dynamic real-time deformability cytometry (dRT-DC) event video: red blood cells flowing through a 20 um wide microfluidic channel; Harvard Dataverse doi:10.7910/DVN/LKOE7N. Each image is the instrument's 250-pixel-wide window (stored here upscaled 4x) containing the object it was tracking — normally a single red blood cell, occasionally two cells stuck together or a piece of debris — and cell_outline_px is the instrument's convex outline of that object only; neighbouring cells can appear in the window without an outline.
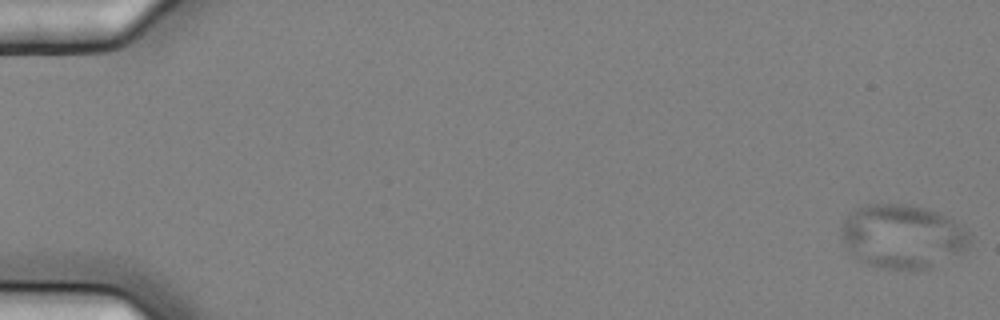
{"species": "common noctule bat (a hibernating species)", "species_latin": "Nyctalus noctula", "temperature_condition": "cold", "stored_images_in_passage": 5, "camera_frame_rate_fps": 3000, "um_per_image_px": 0.085, "animal": {"sex": "female", "body_mass_g": 25.1}, "frame": {"image": 1, "passage_image": 1, "time_ms": 0.0, "image_size_px": [1000, 320], "cell_outline_px": [[972, 236], [968, 248], [928, 268], [884, 268], [868, 264], [860, 260], [844, 248], [840, 236], [840, 228], [848, 212], [856, 208], [868, 204], [908, 204], [940, 212], [948, 216], [968, 232]], "centroid_in_image_um": [76.66, 20.06], "position_along_channel_um": 8.3, "area_um2": 47.74}}
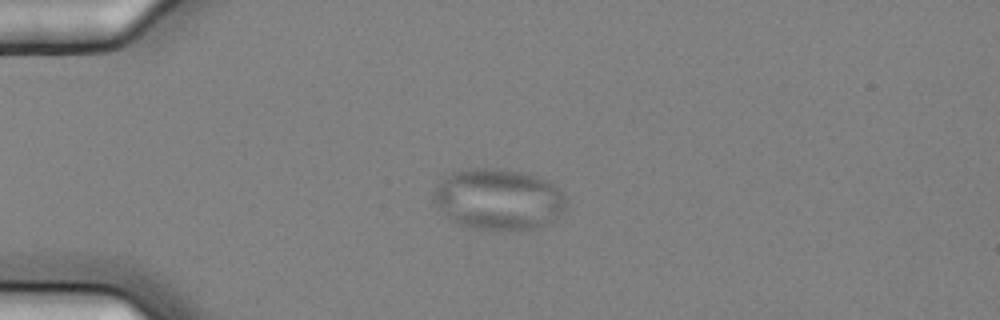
{"frame": {"image": 2, "passage_image": 4, "time_ms": 1.0, "image_size_px": [1000, 320], "cell_outline_px": [[564, 212], [552, 224], [536, 228], [472, 228], [460, 224], [452, 220], [432, 200], [432, 192], [436, 184], [444, 176], [452, 172], [468, 168], [496, 168], [524, 172], [548, 180], [564, 196]], "centroid_in_image_um": [42.35, 16.91], "position_along_channel_um": 42.6, "area_um2": 47.05}}